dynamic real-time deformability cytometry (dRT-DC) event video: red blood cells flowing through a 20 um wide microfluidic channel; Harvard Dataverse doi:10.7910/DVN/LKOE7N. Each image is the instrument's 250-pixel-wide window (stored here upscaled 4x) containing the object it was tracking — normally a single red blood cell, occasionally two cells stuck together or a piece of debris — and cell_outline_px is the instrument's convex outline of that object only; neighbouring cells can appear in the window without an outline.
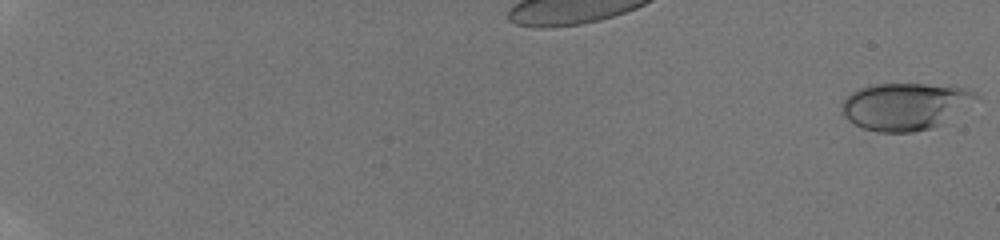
{"species": "human", "species_latin": "Homo sapiens", "temperature_condition": "room temperature", "stored_images_in_passage": 34, "camera_frame_rate_fps": 3000, "um_per_image_px": 0.085, "donor": {"sex": "male"}, "frame": {"image": 1, "passage_image": 1, "time_ms": 0.0, "image_size_px": [1000, 240], "cell_outline_px": [[976, 96], [932, 128], [912, 132], [880, 132], [864, 128], [848, 120], [844, 116], [844, 100], [852, 92], [860, 88], [872, 84], [924, 84], [968, 88], [976, 92]], "centroid_in_image_um": [76.84, 9.02], "position_along_channel_um": 8.2, "area_um2": 35.37}}
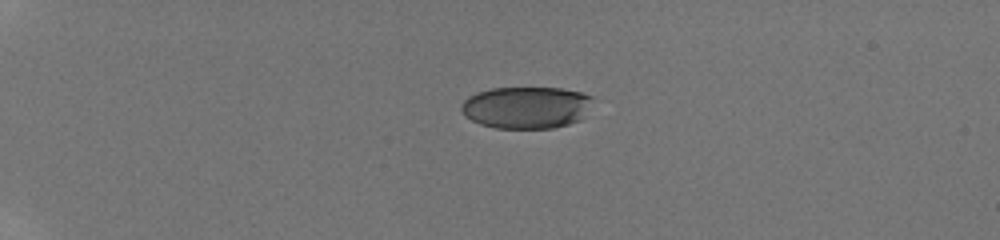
{"frame": {"image": 2, "passage_image": 22, "time_ms": 5.0, "image_size_px": [1000, 240], "cell_outline_px": [[592, 96], [580, 120], [568, 124], [552, 128], [496, 128], [480, 124], [464, 116], [460, 108], [460, 104], [468, 96], [476, 92], [492, 88], [560, 88], [580, 92]], "centroid_in_image_um": [44.65, 9.13], "position_along_channel_um": 40.3, "area_um2": 31.96}}
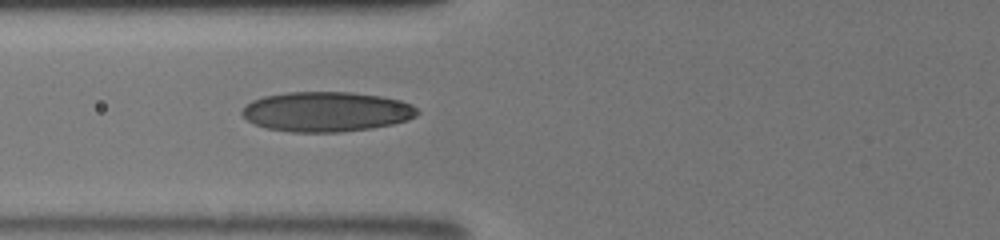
{"frame": {"image": 3, "passage_image": 34, "time_ms": 8.333, "image_size_px": [1000, 240], "cell_outline_px": [[420, 112], [416, 116], [408, 120], [392, 124], [368, 128], [340, 132], [292, 132], [268, 128], [256, 124], [248, 120], [240, 112], [252, 100], [264, 96], [288, 92], [348, 92], [380, 96], [400, 100], [412, 104]], "centroid_in_image_um": [27.77, 9.49], "position_along_channel_um": 98.0, "area_um2": 40.52}}